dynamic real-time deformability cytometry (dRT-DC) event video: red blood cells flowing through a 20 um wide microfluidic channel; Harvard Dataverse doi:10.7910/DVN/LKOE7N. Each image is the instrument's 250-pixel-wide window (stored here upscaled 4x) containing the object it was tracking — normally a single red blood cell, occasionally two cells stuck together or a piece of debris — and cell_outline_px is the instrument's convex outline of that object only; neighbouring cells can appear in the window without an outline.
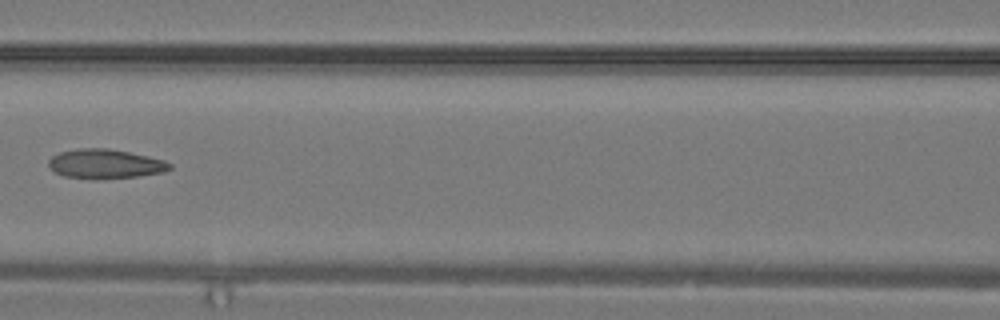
{"species": "common noctule bat (a hibernating species)", "species_latin": "Nyctalus noctula", "temperature_condition": "warm", "stored_images_in_passage": 31, "camera_frame_rate_fps": 3000, "um_per_image_px": 0.085, "animal": {"sex": "male", "body_mass_g": 19.2, "forearm_length_mm": 51.8}, "frame": {"image": 1, "passage_image": 15, "time_ms": 4.667, "image_size_px": [1000, 320], "cell_outline_px": [[172, 168], [164, 172], [136, 176], [104, 180], [64, 176], [48, 168], [48, 160], [52, 156], [60, 152], [80, 148], [104, 148], [128, 152], [148, 156], [164, 160], [172, 164]], "centroid_in_image_um": [8.93, 13.94], "position_along_channel_um": 157.7, "area_um2": 20.81}}